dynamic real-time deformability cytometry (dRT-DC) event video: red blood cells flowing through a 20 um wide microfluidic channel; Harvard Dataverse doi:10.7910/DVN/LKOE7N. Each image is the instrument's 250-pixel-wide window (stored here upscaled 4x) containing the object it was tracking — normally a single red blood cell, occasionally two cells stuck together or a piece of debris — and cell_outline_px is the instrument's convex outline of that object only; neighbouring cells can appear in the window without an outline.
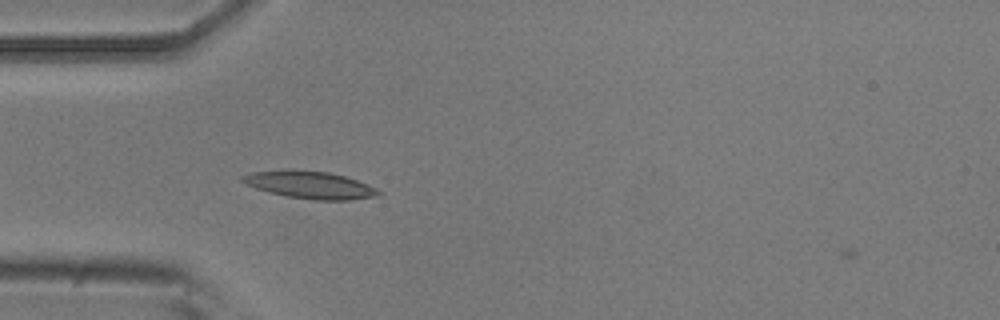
{"species": "common noctule bat (a hibernating species)", "species_latin": "Nyctalus noctula", "temperature_condition": "room temperature", "stored_images_in_passage": 38, "camera_frame_rate_fps": 3000, "um_per_image_px": 0.085, "animal": {"sex": "male", "body_mass_g": 20.5, "forearm_length_mm": 52.5}, "frame": {"image": 1, "passage_image": 2, "time_ms": 0.333, "image_size_px": [1000, 320], "cell_outline_px": [[380, 196], [348, 200], [316, 200], [288, 196], [268, 192], [256, 188], [240, 180], [240, 176], [252, 172], [284, 168], [292, 168], [328, 172], [344, 176], [368, 184], [376, 188], [380, 192]], "centroid_in_image_um": [26.32, 15.69], "position_along_channel_um": 58.7, "area_um2": 21.96}}
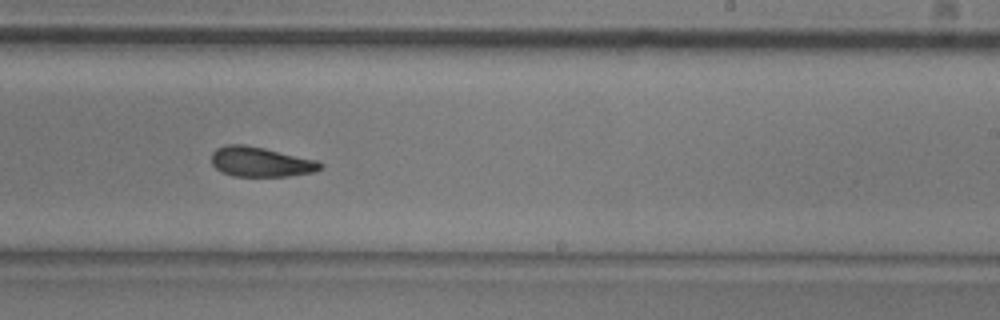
{"frame": {"image": 2, "passage_image": 18, "time_ms": 5.667, "image_size_px": [1000, 320], "cell_outline_px": [[324, 168], [316, 172], [288, 176], [232, 176], [220, 172], [212, 164], [212, 152], [216, 148], [228, 144], [244, 144], [264, 148], [316, 160], [324, 164]], "centroid_in_image_um": [22.17, 13.76], "position_along_channel_um": 266.8, "area_um2": 19.07}}
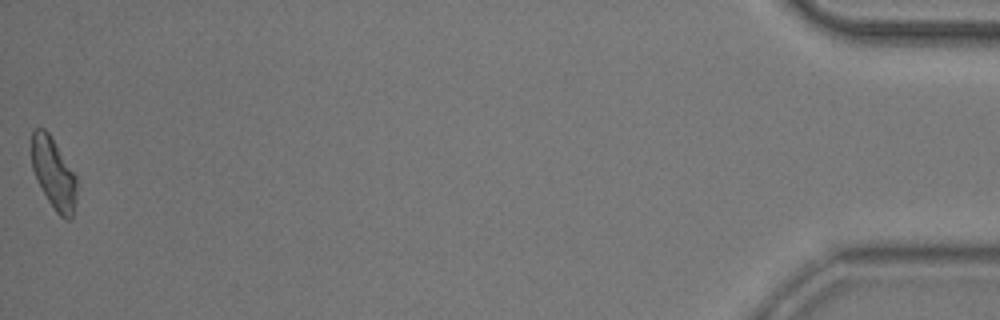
{"frame": {"image": 3, "passage_image": 38, "time_ms": 12.333, "image_size_px": [1000, 320], "cell_outline_px": [[76, 200], [72, 220], [64, 220], [56, 212], [48, 200], [36, 180], [32, 168], [32, 128], [44, 128], [48, 132], [76, 176]], "centroid_in_image_um": [4.55, 14.78], "position_along_channel_um": 430.6, "area_um2": 18.67}, "authors_computed_cell_mechanics": {"area_um2": 19.1029, "velocity_mm_per_s": 3.9403, "shape_relaxation_time_tau1_ms": 4.1309, "shape_relaxation_time_tau2_ms": 3.6972, "deformation_change_tau1": 0.1463, "deformation_change_tau2": 0.1109}}